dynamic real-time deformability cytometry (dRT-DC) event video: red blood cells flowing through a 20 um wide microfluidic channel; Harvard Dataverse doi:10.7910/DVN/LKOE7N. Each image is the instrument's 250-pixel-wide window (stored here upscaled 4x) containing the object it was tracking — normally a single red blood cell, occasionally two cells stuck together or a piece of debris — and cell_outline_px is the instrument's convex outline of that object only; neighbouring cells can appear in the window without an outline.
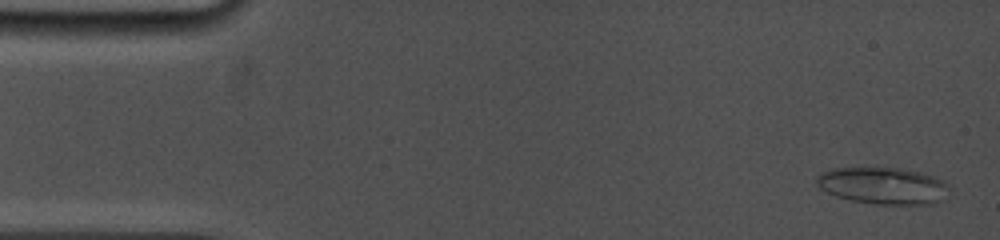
{"species": "common noctule bat (a hibernating species)", "species_latin": "Nyctalus noctula", "temperature_condition": "cold", "stored_images_in_passage": 56, "camera_frame_rate_fps": 5000, "um_per_image_px": 0.085, "animal": {"sex": "female", "body_mass_g": 19.0, "forearm_length_mm": 53.3}, "frame": {"image": 1, "passage_image": 3, "time_ms": 0.4, "image_size_px": [1000, 240], "cell_outline_px": [[948, 188], [944, 200], [936, 204], [872, 204], [852, 200], [836, 196], [820, 188], [816, 184], [816, 176], [820, 172], [832, 168], [900, 168], [920, 172], [936, 176], [948, 184]], "centroid_in_image_um": [75.07, 15.78], "position_along_channel_um": 9.9, "area_um2": 28.67}}
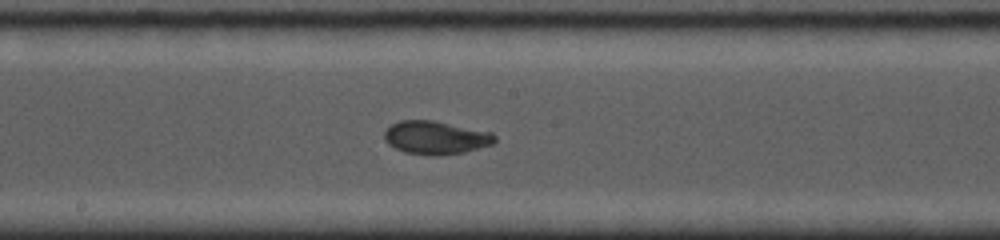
{"frame": {"image": 2, "passage_image": 34, "time_ms": 8.6, "image_size_px": [1000, 240], "cell_outline_px": [[496, 140], [492, 144], [464, 152], [436, 156], [432, 156], [404, 152], [388, 144], [384, 140], [384, 132], [392, 124], [400, 120], [432, 120], [492, 132], [496, 136]], "centroid_in_image_um": [37.03, 11.7], "position_along_channel_um": 211.2, "area_um2": 21.39}}
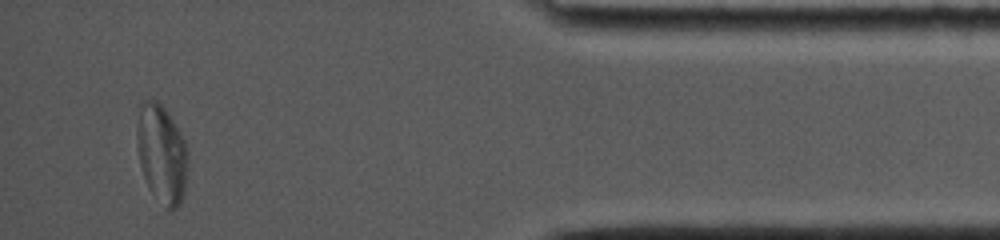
{"frame": {"image": 3, "passage_image": 56, "time_ms": 15.0, "image_size_px": [1000, 240], "cell_outline_px": [[188, 160], [184, 192], [180, 204], [176, 208], [168, 212], [148, 188], [140, 164], [136, 136], [136, 132], [140, 100], [156, 100], [164, 108], [172, 120], [184, 140], [188, 152]], "centroid_in_image_um": [13.73, 13.1], "position_along_channel_um": 421.5, "area_um2": 29.3}, "authors_computed_cell_mechanics": {"area_um2": 23.5246, "velocity_mm_per_s": 3.8596, "shape_relaxation_time_tau1_ms": 10.1293, "shape_relaxation_time_tau2_ms": null, "deformation_change_tau1": 0.234, "deformation_change_tau2": null}}